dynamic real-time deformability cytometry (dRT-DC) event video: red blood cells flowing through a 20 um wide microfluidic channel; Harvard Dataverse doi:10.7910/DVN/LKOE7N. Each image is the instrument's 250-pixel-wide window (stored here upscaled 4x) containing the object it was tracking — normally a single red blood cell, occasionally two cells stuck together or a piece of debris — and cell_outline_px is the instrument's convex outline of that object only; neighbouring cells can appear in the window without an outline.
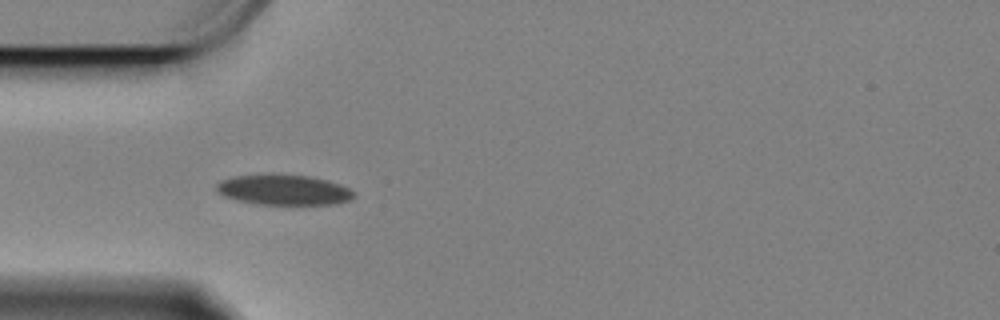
{"species": "Egyptian fruit bat (a non-hibernating species)", "species_latin": "Rousettus aegyptiacus", "temperature_condition": "cold", "stored_images_in_passage": 15, "camera_frame_rate_fps": 3000, "um_per_image_px": 0.085, "animal": {"sex": "female"}, "frame": {"image": 1, "passage_image": 5, "time_ms": 1.333, "image_size_px": [1000, 320], "cell_outline_px": [[356, 196], [352, 200], [336, 204], [256, 204], [236, 200], [224, 196], [216, 192], [216, 184], [224, 180], [236, 176], [304, 176], [324, 180], [340, 184], [356, 192]], "centroid_in_image_um": [24.16, 16.18], "position_along_channel_um": 60.8, "area_um2": 23.64}}
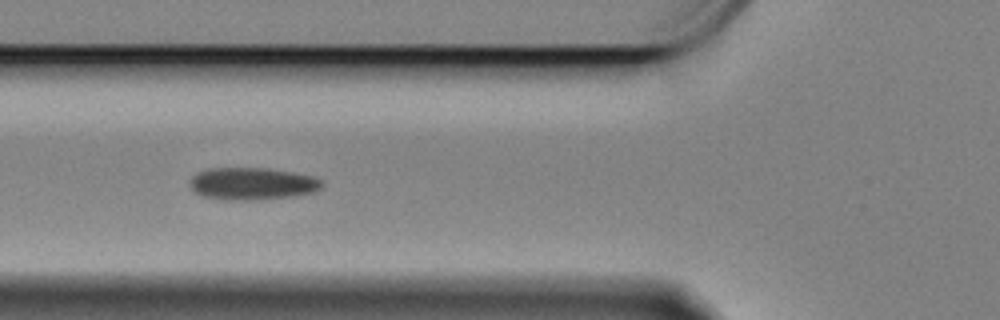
{"frame": {"image": 2, "passage_image": 9, "time_ms": 2.667, "image_size_px": [1000, 320], "cell_outline_px": [[324, 184], [320, 188], [312, 192], [292, 196], [256, 200], [224, 200], [204, 196], [196, 192], [192, 188], [192, 176], [196, 172], [208, 168], [268, 168], [292, 172], [312, 176], [320, 180]], "centroid_in_image_um": [21.43, 15.61], "position_along_channel_um": 104.4, "area_um2": 24.68}}
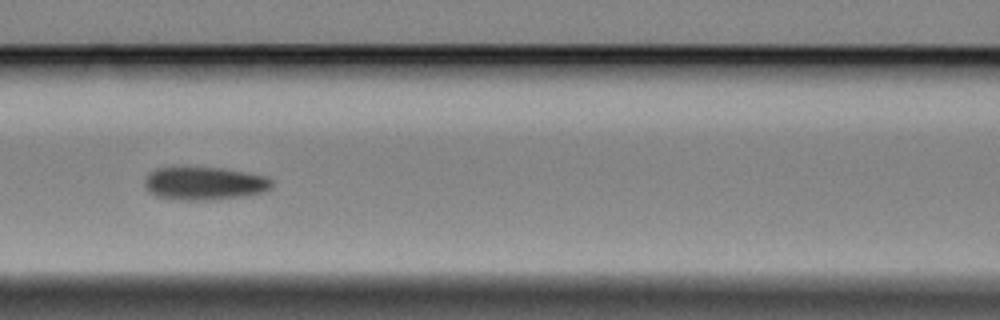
{"frame": {"image": 3, "passage_image": 13, "time_ms": 4.0, "image_size_px": [1000, 320], "cell_outline_px": [[272, 188], [264, 192], [248, 196], [208, 200], [184, 200], [156, 196], [144, 184], [144, 180], [156, 168], [220, 168], [264, 176], [272, 180]], "centroid_in_image_um": [17.43, 15.61], "position_along_channel_um": 149.2, "area_um2": 24.1}}